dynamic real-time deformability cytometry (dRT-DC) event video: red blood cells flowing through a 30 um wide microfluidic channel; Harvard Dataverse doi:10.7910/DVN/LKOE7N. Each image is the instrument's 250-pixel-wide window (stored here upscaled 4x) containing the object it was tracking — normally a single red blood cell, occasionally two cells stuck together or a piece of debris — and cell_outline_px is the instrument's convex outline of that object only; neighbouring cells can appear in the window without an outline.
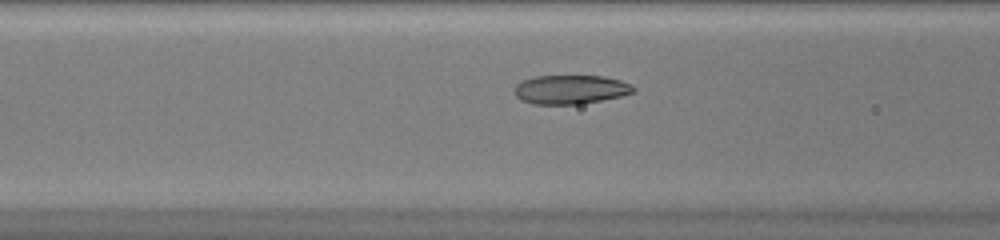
{"species": "common noctule bat (a hibernating species)", "species_latin": "Nyctalus noctula", "temperature_condition": "warm", "stored_images_in_passage": 35, "camera_frame_rate_fps": 3000, "um_per_image_px": 0.085, "animal": {"sex": "female", "body_mass_g": 20.0, "forearm_length_mm": 54.0}, "frame": {"image": 1, "passage_image": 14, "time_ms": 4.333, "image_size_px": [1000, 240], "cell_outline_px": [[636, 92], [620, 96], [580, 104], [532, 104], [520, 100], [512, 92], [516, 84], [524, 80], [536, 76], [604, 76], [620, 80], [632, 84], [636, 88]], "centroid_in_image_um": [48.49, 7.61], "position_along_channel_um": 118.1, "area_um2": 20.23}}
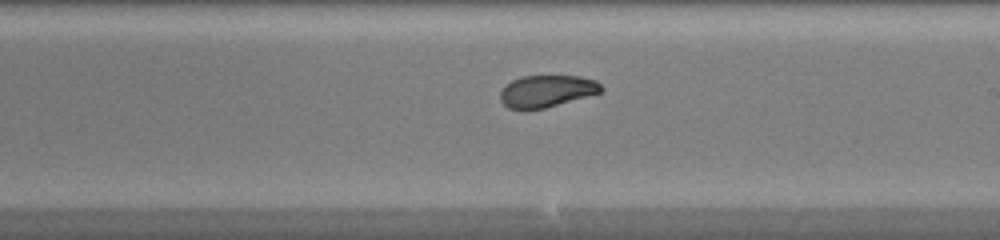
{"frame": {"image": 2, "passage_image": 23, "time_ms": 7.333, "image_size_px": [1000, 240], "cell_outline_px": [[604, 88], [600, 92], [544, 108], [524, 112], [508, 108], [500, 100], [500, 92], [512, 80], [520, 76], [580, 76], [596, 80]], "centroid_in_image_um": [46.43, 7.76], "position_along_channel_um": 242.6, "area_um2": 18.9}}
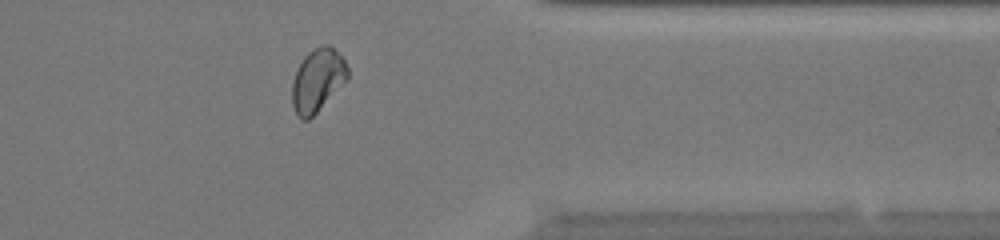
{"frame": {"image": 3, "passage_image": 34, "time_ms": 11.0, "image_size_px": [1000, 240], "cell_outline_px": [[348, 80], [308, 120], [300, 120], [292, 104], [292, 80], [304, 56], [308, 52], [324, 44], [328, 44], [344, 60], [348, 68]], "centroid_in_image_um": [26.99, 6.83], "position_along_channel_um": 384.4, "area_um2": 20.17}}